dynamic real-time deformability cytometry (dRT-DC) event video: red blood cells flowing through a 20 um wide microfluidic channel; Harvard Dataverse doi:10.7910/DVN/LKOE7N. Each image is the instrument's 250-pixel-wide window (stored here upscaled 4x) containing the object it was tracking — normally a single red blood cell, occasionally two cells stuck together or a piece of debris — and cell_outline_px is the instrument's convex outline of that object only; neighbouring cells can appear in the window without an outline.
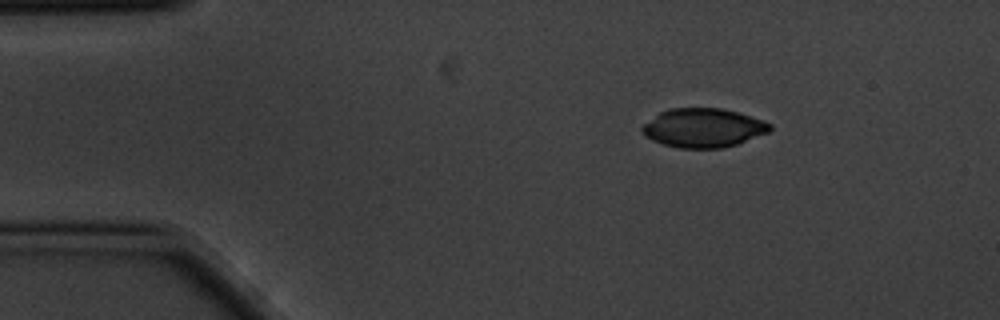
{"species": "common noctule bat (a hibernating species)", "species_latin": "Nyctalus noctula", "temperature_condition": "cold", "stored_images_in_passage": 3, "camera_frame_rate_fps": 3000, "um_per_image_px": 0.085, "animal": {"sex": "male", "body_mass_g": 20.1, "forearm_length_mm": 53.5}, "frame": {"image": 1, "passage_image": 1, "time_ms": 0.0, "image_size_px": [1000, 320], "cell_outline_px": [[772, 128], [768, 132], [736, 144], [720, 148], [680, 148], [664, 144], [652, 140], [644, 136], [640, 132], [640, 128], [644, 124], [660, 112], [668, 108], [720, 108], [736, 112], [764, 120], [772, 124]], "centroid_in_image_um": [59.75, 10.86], "position_along_channel_um": 25.2, "area_um2": 28.9}}